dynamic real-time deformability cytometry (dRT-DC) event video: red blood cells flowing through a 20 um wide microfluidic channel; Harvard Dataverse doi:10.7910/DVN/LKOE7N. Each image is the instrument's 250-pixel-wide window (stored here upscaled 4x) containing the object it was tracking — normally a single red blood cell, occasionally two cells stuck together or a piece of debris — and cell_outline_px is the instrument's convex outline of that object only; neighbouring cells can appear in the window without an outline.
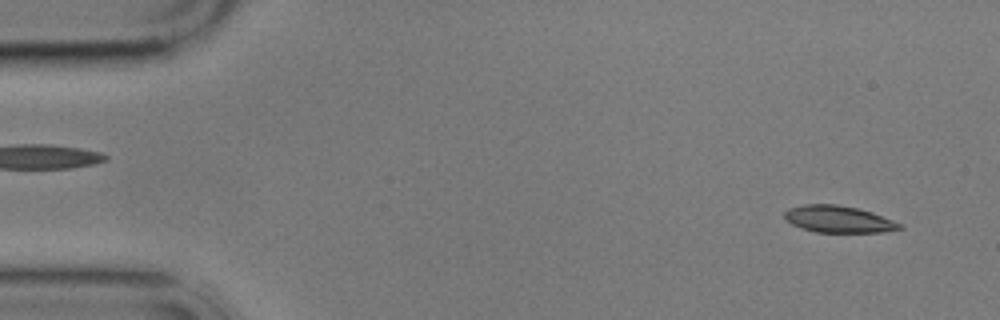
{"species": "common noctule bat (a hibernating species)", "species_latin": "Nyctalus noctula", "temperature_condition": "cold", "stored_images_in_passage": 5, "camera_frame_rate_fps": 3000, "um_per_image_px": 0.085, "animal": {"sex": "male", "body_mass_g": 17.9}, "frame": {"image": 1, "passage_image": 5, "time_ms": 5.667, "image_size_px": [1000, 320], "cell_outline_px": [[904, 228], [884, 232], [816, 232], [800, 228], [792, 224], [784, 216], [784, 212], [788, 208], [804, 204], [836, 204], [856, 208], [872, 212], [904, 224]], "centroid_in_image_um": [71.3, 18.63], "position_along_channel_um": 13.7, "area_um2": 18.09}}